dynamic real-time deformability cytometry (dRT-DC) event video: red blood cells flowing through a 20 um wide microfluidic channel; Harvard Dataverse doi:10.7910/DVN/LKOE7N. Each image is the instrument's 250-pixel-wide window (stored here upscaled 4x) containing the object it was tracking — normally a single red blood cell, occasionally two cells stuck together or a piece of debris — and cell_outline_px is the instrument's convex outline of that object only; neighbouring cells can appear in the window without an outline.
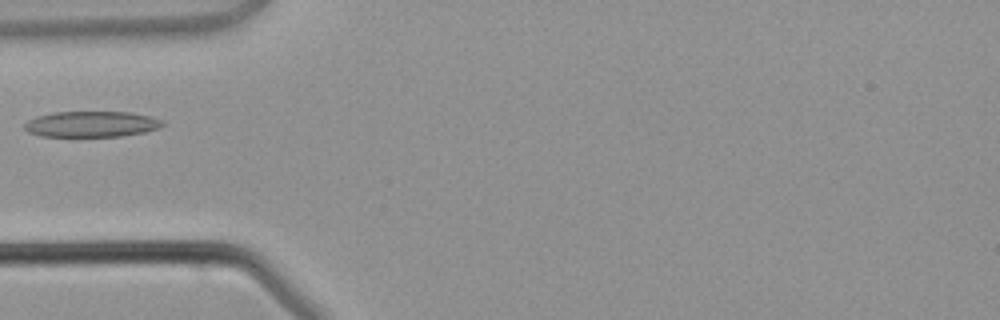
{"species": "common noctule bat (a hibernating species)", "species_latin": "Nyctalus noctula", "temperature_condition": "warm", "stored_images_in_passage": 3, "camera_frame_rate_fps": 3000, "um_per_image_px": 0.085, "animal": {"sex": "male", "body_mass_g": 21.5, "forearm_length_mm": 52.0}, "frame": {"image": 1, "passage_image": 3, "time_ms": 3.333, "image_size_px": [1000, 320], "cell_outline_px": [[164, 124], [156, 128], [144, 132], [120, 136], [40, 136], [28, 132], [24, 128], [24, 124], [28, 120], [36, 116], [52, 112], [128, 112], [152, 116], [164, 120]], "centroid_in_image_um": [7.76, 10.54], "position_along_channel_um": 77.2, "area_um2": 20.75}}